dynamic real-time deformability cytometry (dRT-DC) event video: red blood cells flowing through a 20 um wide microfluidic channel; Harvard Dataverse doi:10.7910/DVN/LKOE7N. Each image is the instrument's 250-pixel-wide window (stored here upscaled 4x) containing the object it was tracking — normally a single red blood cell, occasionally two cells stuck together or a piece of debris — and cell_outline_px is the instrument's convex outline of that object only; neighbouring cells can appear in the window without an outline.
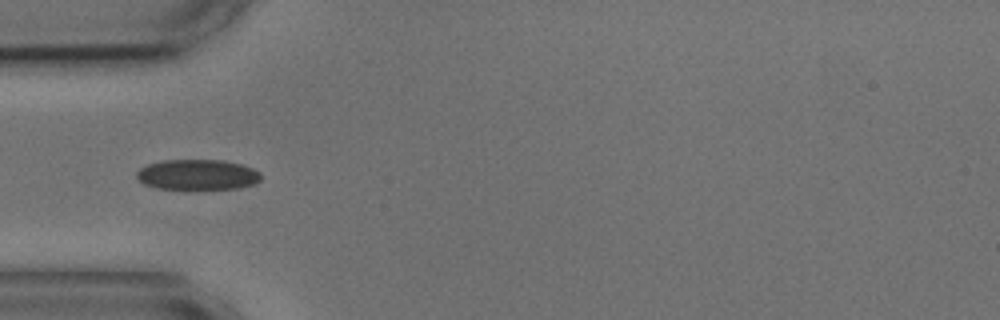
{"species": "common noctule bat (a hibernating species)", "species_latin": "Nyctalus noctula", "temperature_condition": "cold", "stored_images_in_passage": 23, "camera_frame_rate_fps": 3000, "um_per_image_px": 0.085, "animal": {"sex": "male", "body_mass_g": 17.9, "forearm_length_mm": 54.2}, "frame": {"image": 1, "passage_image": 4, "time_ms": 1.0, "image_size_px": [1000, 320], "cell_outline_px": [[260, 180], [252, 184], [240, 188], [160, 188], [144, 184], [136, 176], [136, 172], [140, 168], [148, 164], [164, 160], [224, 160], [240, 164], [252, 168], [260, 172]], "centroid_in_image_um": [16.79, 14.83], "position_along_channel_um": 68.2, "area_um2": 21.68}}